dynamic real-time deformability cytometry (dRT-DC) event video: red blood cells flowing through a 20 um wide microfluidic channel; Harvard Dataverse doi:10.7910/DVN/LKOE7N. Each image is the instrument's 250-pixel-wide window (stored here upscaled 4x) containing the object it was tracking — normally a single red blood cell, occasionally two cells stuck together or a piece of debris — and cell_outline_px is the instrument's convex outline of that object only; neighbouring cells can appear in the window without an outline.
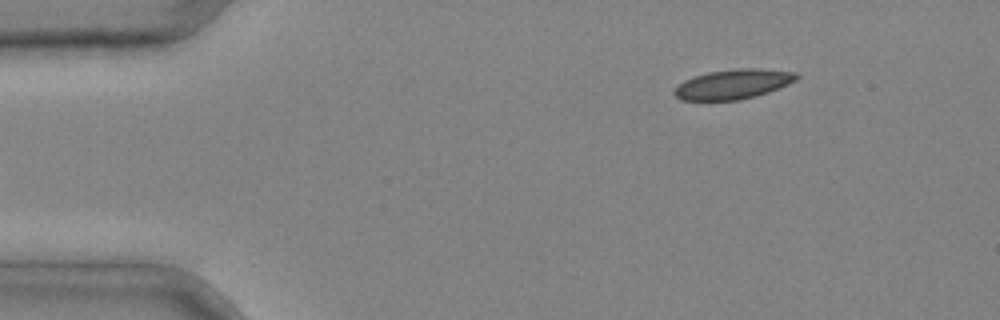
{"species": "common noctule bat (a hibernating species)", "species_latin": "Nyctalus noctula", "temperature_condition": "cold", "stored_images_in_passage": 3, "camera_frame_rate_fps": 3000, "um_per_image_px": 0.085, "animal": {"sex": "male", "body_mass_g": 20.4}, "frame": {"image": 1, "passage_image": 3, "time_ms": 0.667, "image_size_px": [1000, 320], "cell_outline_px": [[800, 76], [796, 80], [768, 92], [756, 96], [740, 100], [680, 100], [672, 92], [684, 80], [708, 72], [736, 68], [760, 68], [796, 72]], "centroid_in_image_um": [62.33, 7.15], "position_along_channel_um": 22.7, "area_um2": 21.1}}